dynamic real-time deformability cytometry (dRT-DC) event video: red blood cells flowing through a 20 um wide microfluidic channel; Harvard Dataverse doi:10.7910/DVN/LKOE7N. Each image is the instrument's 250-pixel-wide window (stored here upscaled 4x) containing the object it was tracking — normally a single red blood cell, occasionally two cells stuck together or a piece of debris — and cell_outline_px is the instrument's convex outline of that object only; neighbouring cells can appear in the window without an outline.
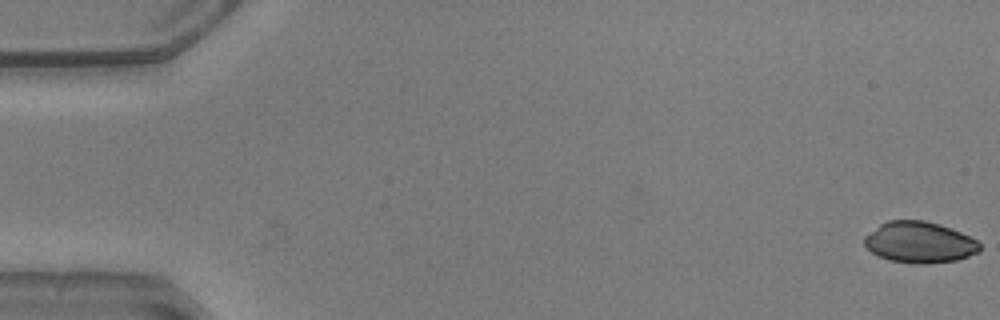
{"species": "common noctule bat (a hibernating species)", "species_latin": "Nyctalus noctula", "temperature_condition": "warm", "stored_images_in_passage": 52, "camera_frame_rate_fps": 3000, "um_per_image_px": 0.085, "animal": {"sex": "male", "body_mass_g": 20.5, "forearm_length_mm": 52.5}, "frame": {"image": 1, "passage_image": 1, "time_ms": 0.0, "image_size_px": [1000, 320], "cell_outline_px": [[980, 248], [976, 252], [968, 256], [956, 260], [924, 264], [916, 264], [888, 260], [872, 252], [864, 244], [864, 236], [880, 224], [888, 220], [924, 220], [940, 224], [960, 232], [976, 240], [980, 244]], "centroid_in_image_um": [78.13, 20.59], "position_along_channel_um": 6.9, "area_um2": 27.51}}
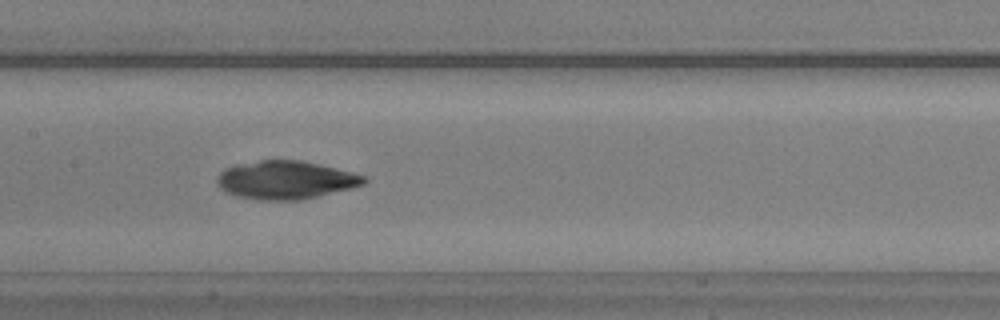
{"frame": {"image": 2, "passage_image": 26, "time_ms": 8.333, "image_size_px": [1000, 320], "cell_outline_px": [[368, 180], [364, 184], [320, 196], [300, 200], [256, 200], [236, 196], [220, 188], [216, 184], [216, 176], [224, 168], [236, 164], [260, 160], [300, 160], [320, 164], [352, 172], [364, 176]], "centroid_in_image_um": [24.24, 15.3], "position_along_channel_um": 183.2, "area_um2": 32.89}}
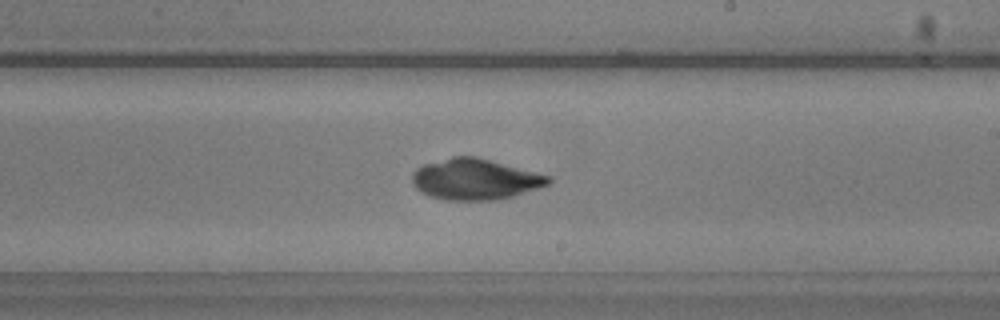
{"frame": {"image": 3, "passage_image": 31, "time_ms": 10.0, "image_size_px": [1000, 320], "cell_outline_px": [[552, 184], [540, 188], [500, 200], [444, 200], [420, 192], [412, 184], [412, 172], [416, 168], [424, 164], [452, 156], [476, 156], [552, 176]], "centroid_in_image_um": [40.42, 15.24], "position_along_channel_um": 248.6, "area_um2": 32.89}}